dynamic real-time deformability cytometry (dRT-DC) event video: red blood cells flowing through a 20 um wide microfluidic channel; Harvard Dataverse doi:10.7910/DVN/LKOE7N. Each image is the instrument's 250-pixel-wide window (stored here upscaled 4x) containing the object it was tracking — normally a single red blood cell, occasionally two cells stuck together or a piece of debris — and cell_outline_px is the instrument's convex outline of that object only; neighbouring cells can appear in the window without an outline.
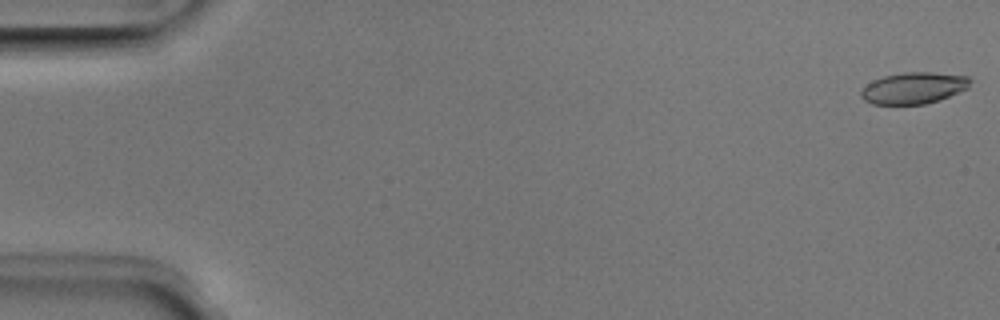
{"species": "Egyptian fruit bat (a non-hibernating species)", "species_latin": "Rousettus aegyptiacus", "temperature_condition": "room temperature", "stored_images_in_passage": 51, "camera_frame_rate_fps": 3000, "um_per_image_px": 0.085, "animal": {"sex": "male"}, "frame": {"image": 1, "passage_image": 1, "time_ms": 0.0, "image_size_px": [1000, 320], "cell_outline_px": [[972, 80], [968, 88], [948, 96], [924, 104], [872, 104], [864, 100], [860, 96], [860, 92], [872, 80], [884, 76], [904, 72], [932, 72], [968, 76]], "centroid_in_image_um": [77.65, 7.47], "position_along_channel_um": 7.3, "area_um2": 19.88}}
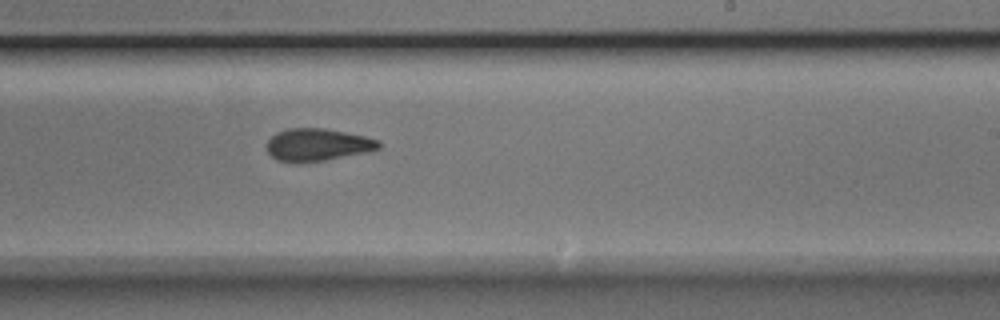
{"frame": {"image": 2, "passage_image": 31, "time_ms": 10.0, "image_size_px": [1000, 320], "cell_outline_px": [[380, 148], [368, 152], [324, 160], [276, 160], [268, 152], [264, 144], [276, 132], [288, 128], [324, 128], [364, 136], [380, 140]], "centroid_in_image_um": [26.99, 12.27], "position_along_channel_um": 262.0, "area_um2": 20.75}}
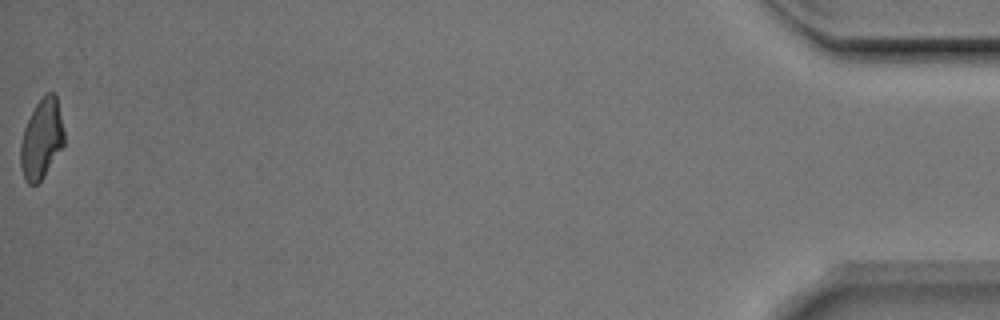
{"frame": {"image": 3, "passage_image": 51, "time_ms": 16.667, "image_size_px": [1000, 320], "cell_outline_px": [[64, 144], [44, 176], [36, 184], [28, 184], [24, 180], [20, 168], [20, 144], [24, 128], [36, 104], [44, 92], [52, 92], [56, 96], [64, 132]], "centroid_in_image_um": [3.51, 11.82], "position_along_channel_um": 431.7, "area_um2": 20.17}, "authors_computed_cell_mechanics": {"area_um2": 21.0392, "velocity_mm_per_s": 4.0201, "shape_relaxation_time_tau1_ms": 7.0297, "shape_relaxation_time_tau2_ms": 3.0329, "deformation_change_tau1": 0.2121, "deformation_change_tau2": 0.106}}